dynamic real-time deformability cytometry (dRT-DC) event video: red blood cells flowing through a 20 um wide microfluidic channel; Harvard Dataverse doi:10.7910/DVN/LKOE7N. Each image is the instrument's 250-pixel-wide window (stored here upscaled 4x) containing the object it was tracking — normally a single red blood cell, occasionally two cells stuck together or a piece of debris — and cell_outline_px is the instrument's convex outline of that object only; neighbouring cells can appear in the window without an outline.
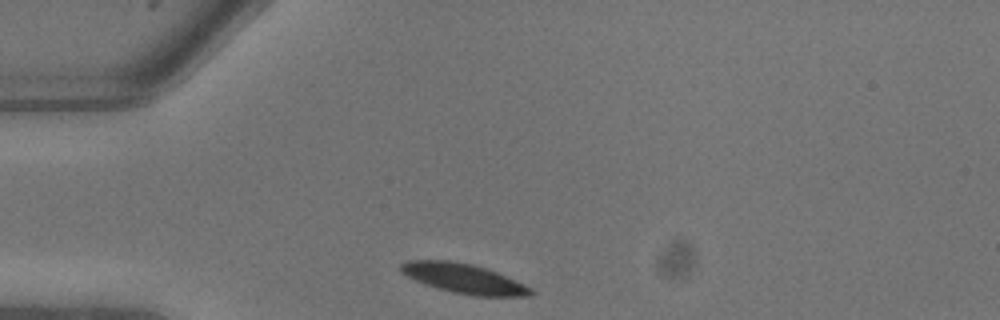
{"species": "common noctule bat (a hibernating species)", "species_latin": "Nyctalus noctula", "temperature_condition": "warm", "stored_images_in_passage": 2, "camera_frame_rate_fps": 3000, "um_per_image_px": 0.085, "animal": {"sex": "male", "body_mass_g": 13.3}, "frame": {"image": 1, "passage_image": 1, "time_ms": 0.0, "image_size_px": [1000, 320], "cell_outline_px": [[536, 292], [528, 296], [476, 296], [452, 292], [416, 280], [400, 272], [400, 264], [408, 260], [448, 260], [472, 264], [496, 272], [524, 284], [532, 288]], "centroid_in_image_um": [39.44, 23.67], "position_along_channel_um": 45.6, "area_um2": 22.14}}